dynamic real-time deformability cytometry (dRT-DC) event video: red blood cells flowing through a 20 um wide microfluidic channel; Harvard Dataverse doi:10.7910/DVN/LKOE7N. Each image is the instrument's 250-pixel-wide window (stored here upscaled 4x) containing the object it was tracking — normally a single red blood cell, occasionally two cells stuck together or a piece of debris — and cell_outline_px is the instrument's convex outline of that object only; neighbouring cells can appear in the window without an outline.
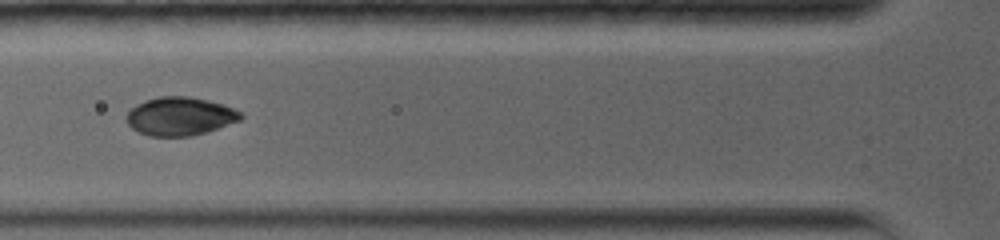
{"species": "common noctule bat (a hibernating species)", "species_latin": "Nyctalus noctula", "temperature_condition": "warm", "stored_images_in_passage": 23, "camera_frame_rate_fps": 5000, "um_per_image_px": 0.085, "animal": {"sex": "female", "body_mass_g": 19.0, "forearm_length_mm": 56.7}, "frame": {"image": 1, "passage_image": 7, "time_ms": 2.2, "image_size_px": [1000, 240], "cell_outline_px": [[244, 116], [240, 120], [192, 136], [148, 136], [132, 128], [128, 124], [124, 116], [136, 104], [144, 100], [160, 96], [188, 96], [224, 104], [240, 112]], "centroid_in_image_um": [15.26, 9.87], "position_along_channel_um": 110.5, "area_um2": 25.43}}
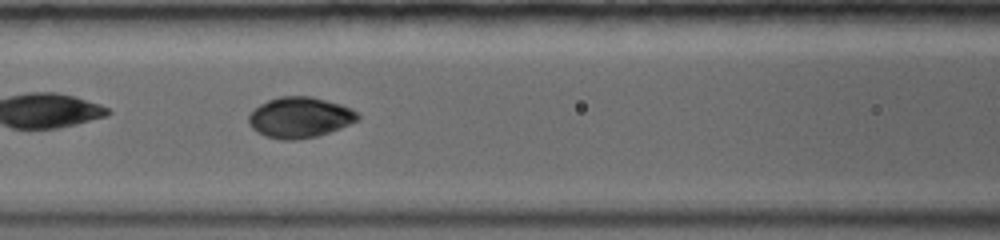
{"frame": {"image": 2, "passage_image": 10, "time_ms": 3.0, "image_size_px": [1000, 240], "cell_outline_px": [[360, 120], [340, 128], [316, 136], [296, 140], [280, 140], [256, 132], [248, 124], [248, 116], [260, 104], [268, 100], [280, 96], [312, 96], [340, 104], [352, 108], [360, 116]], "centroid_in_image_um": [25.49, 9.98], "position_along_channel_um": 141.1, "area_um2": 25.89}}